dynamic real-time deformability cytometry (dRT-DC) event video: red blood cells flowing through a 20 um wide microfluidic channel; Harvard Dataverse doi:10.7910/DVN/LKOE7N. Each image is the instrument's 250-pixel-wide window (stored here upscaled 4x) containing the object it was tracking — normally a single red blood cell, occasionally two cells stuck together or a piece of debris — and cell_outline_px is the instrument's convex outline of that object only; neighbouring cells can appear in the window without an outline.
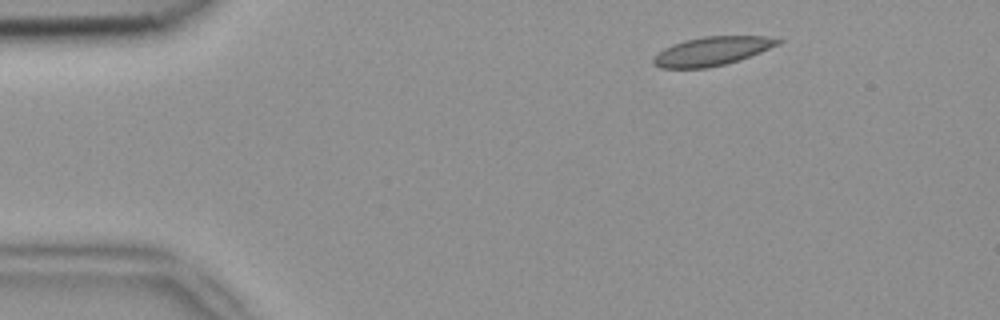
{"species": "common noctule bat (a hibernating species)", "species_latin": "Nyctalus noctula", "temperature_condition": "room temperature", "stored_images_in_passage": 3, "camera_frame_rate_fps": 3000, "um_per_image_px": 0.085, "animal": {"sex": "female", "body_mass_g": 18.4}, "frame": {"image": 1, "passage_image": 1, "time_ms": 0.0, "image_size_px": [1000, 320], "cell_outline_px": [[784, 40], [780, 44], [740, 60], [728, 64], [708, 68], [660, 68], [652, 64], [652, 60], [664, 48], [672, 44], [684, 40], [704, 36], [764, 36]], "centroid_in_image_um": [60.53, 4.35], "position_along_channel_um": 24.5, "area_um2": 20.98}}